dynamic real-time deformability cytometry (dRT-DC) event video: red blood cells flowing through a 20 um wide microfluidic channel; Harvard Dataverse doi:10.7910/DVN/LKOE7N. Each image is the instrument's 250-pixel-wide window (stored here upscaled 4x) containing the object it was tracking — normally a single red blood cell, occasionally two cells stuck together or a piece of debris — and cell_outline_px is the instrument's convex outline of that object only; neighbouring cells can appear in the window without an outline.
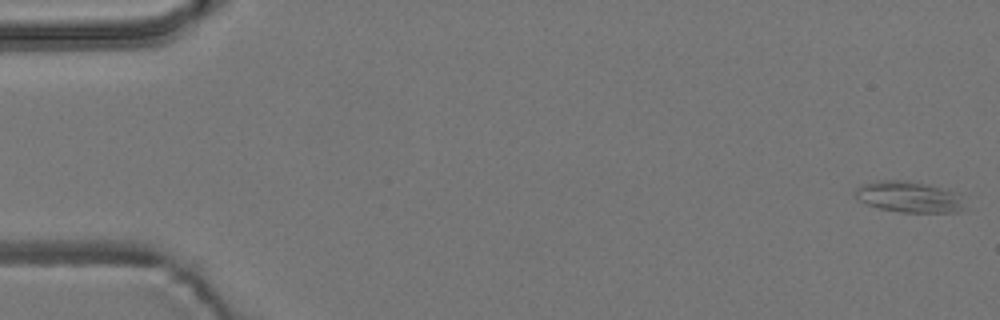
{"species": "common noctule bat (a hibernating species)", "species_latin": "Nyctalus noctula", "temperature_condition": "room temperature", "stored_images_in_passage": 56, "camera_frame_rate_fps": 3000, "um_per_image_px": 0.085, "animal": {"sex": "male", "body_mass_g": 19.2, "forearm_length_mm": 51.8}, "frame": {"image": 1, "passage_image": 1, "time_ms": 0.0, "image_size_px": [1000, 320], "cell_outline_px": [[960, 208], [956, 212], [900, 212], [880, 208], [856, 200], [852, 192], [860, 184], [876, 180], [908, 180], [948, 188], [952, 192], [960, 204]], "centroid_in_image_um": [77.08, 16.7], "position_along_channel_um": 7.9, "area_um2": 19.59}}
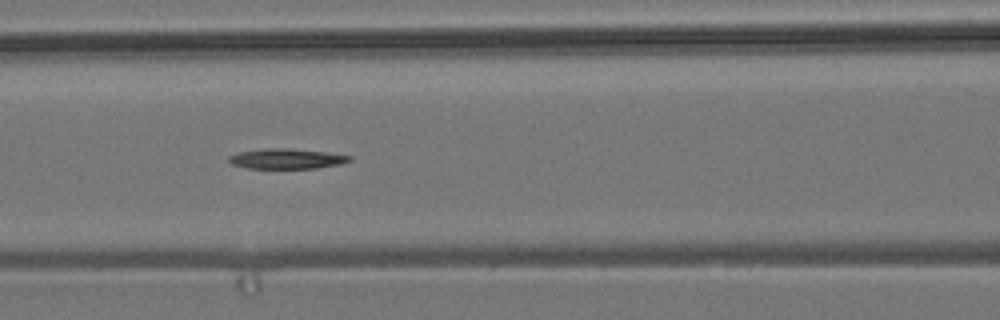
{"frame": {"image": 2, "passage_image": 24, "time_ms": 7.667, "image_size_px": [1000, 320], "cell_outline_px": [[352, 160], [340, 164], [316, 168], [248, 168], [232, 164], [228, 160], [228, 156], [240, 152], [264, 148], [288, 148], [324, 152], [352, 156]], "centroid_in_image_um": [24.35, 13.49], "position_along_channel_um": 142.2, "area_um2": 14.05}}
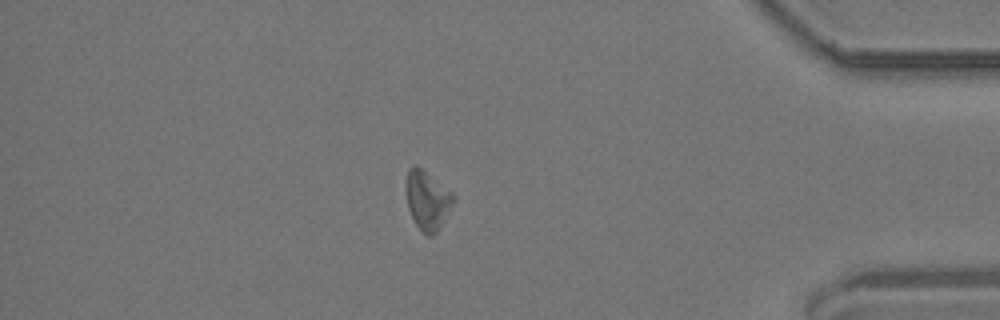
{"frame": {"image": 3, "passage_image": 48, "time_ms": 15.667, "image_size_px": [1000, 320], "cell_outline_px": [[456, 200], [436, 232], [432, 236], [428, 236], [416, 224], [408, 208], [408, 168], [416, 164], [452, 192], [456, 196]], "centroid_in_image_um": [36.37, 17.01], "position_along_channel_um": 398.8, "area_um2": 15.72}}